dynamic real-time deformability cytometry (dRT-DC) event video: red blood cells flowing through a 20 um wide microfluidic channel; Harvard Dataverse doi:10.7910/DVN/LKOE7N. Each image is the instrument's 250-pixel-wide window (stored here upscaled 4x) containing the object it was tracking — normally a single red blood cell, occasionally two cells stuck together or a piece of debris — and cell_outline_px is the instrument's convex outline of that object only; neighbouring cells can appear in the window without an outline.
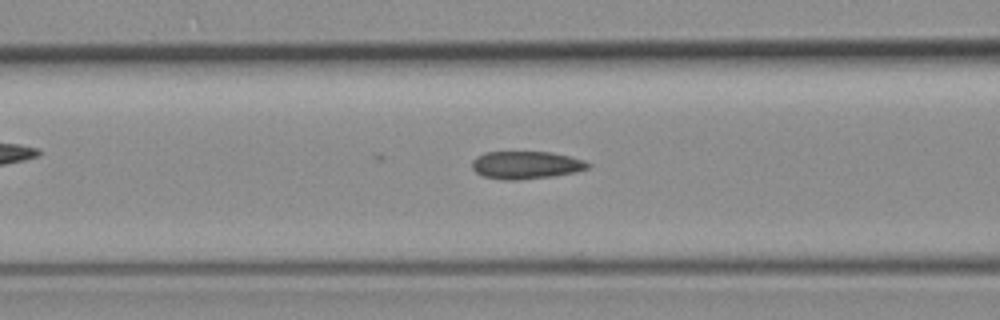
{"species": "common noctule bat (a hibernating species)", "species_latin": "Nyctalus noctula", "temperature_condition": "room temperature", "stored_images_in_passage": 20, "camera_frame_rate_fps": 3000, "um_per_image_px": 0.085, "animal": {"sex": "female", "body_mass_g": 19.3, "forearm_length_mm": 54.1}, "frame": {"image": 1, "passage_image": 20, "time_ms": 6.333, "image_size_px": [1000, 320], "cell_outline_px": [[592, 164], [588, 168], [576, 172], [552, 176], [516, 180], [504, 180], [484, 176], [476, 172], [472, 168], [472, 160], [476, 156], [484, 152], [552, 152], [584, 160]], "centroid_in_image_um": [44.7, 14.02], "position_along_channel_um": 121.9, "area_um2": 18.73}}